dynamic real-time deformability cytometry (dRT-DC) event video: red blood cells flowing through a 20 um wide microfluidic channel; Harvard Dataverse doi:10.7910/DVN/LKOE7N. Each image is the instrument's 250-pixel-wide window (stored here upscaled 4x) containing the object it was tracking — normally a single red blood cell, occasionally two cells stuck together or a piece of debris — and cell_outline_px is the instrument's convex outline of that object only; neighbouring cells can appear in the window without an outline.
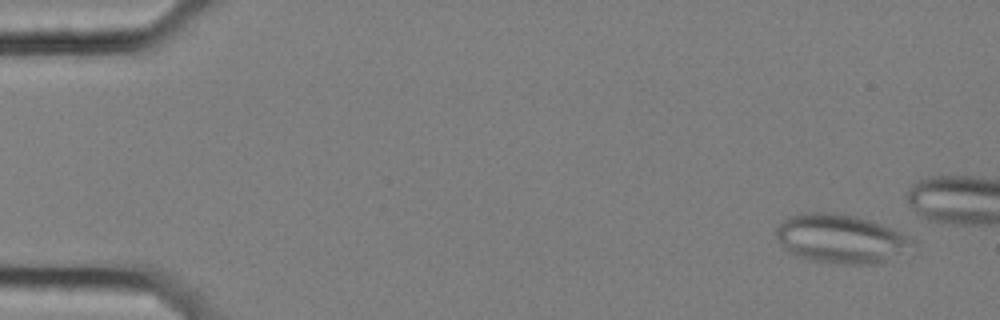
{"species": "common noctule bat (a hibernating species)", "species_latin": "Nyctalus noctula", "temperature_condition": "cold", "stored_images_in_passage": 19, "camera_frame_rate_fps": 3000, "um_per_image_px": 0.085, "animal": {"sex": "female", "body_mass_g": 25.1}, "frame": {"image": 1, "passage_image": 4, "time_ms": 1.0, "image_size_px": [1000, 320], "cell_outline_px": [[916, 244], [876, 264], [828, 264], [808, 260], [796, 256], [788, 252], [784, 248], [776, 236], [776, 228], [788, 216], [800, 212], [832, 212], [856, 216], [880, 224], [900, 232], [916, 240]], "centroid_in_image_um": [71.39, 20.29], "position_along_channel_um": 13.6, "area_um2": 38.78}}